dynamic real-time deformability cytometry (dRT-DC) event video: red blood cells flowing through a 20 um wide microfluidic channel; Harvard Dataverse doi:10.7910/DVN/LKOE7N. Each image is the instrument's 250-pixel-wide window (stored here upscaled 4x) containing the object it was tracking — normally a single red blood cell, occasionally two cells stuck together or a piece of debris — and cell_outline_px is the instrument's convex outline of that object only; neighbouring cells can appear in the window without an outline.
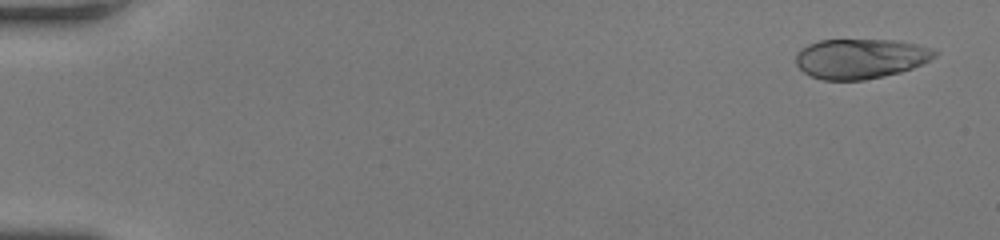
{"species": "human", "species_latin": "Homo sapiens", "temperature_condition": "room temperature", "stored_images_in_passage": 54, "camera_frame_rate_fps": 3000, "um_per_image_px": 0.085, "donor": {"sex": "female"}, "frame": {"image": 1, "passage_image": 3, "time_ms": 0.667, "image_size_px": [1000, 240], "cell_outline_px": [[940, 52], [936, 56], [912, 68], [900, 72], [884, 76], [864, 80], [824, 80], [812, 76], [804, 72], [796, 64], [796, 52], [800, 48], [808, 44], [820, 40], [900, 40], [932, 48]], "centroid_in_image_um": [73.14, 4.97], "position_along_channel_um": 11.9, "area_um2": 32.37}}
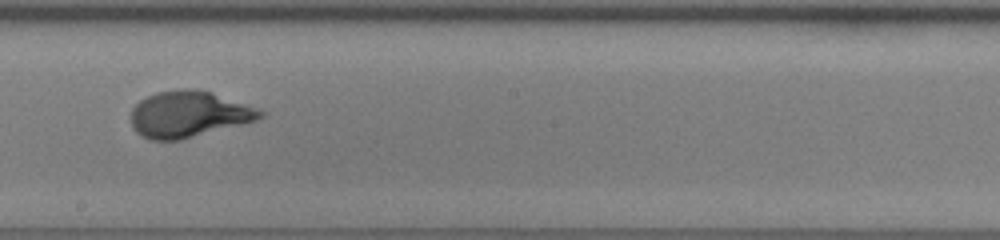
{"frame": {"image": 2, "passage_image": 32, "time_ms": 10.333, "image_size_px": [1000, 240], "cell_outline_px": [[264, 116], [256, 120], [244, 124], [180, 140], [148, 140], [140, 136], [132, 128], [132, 108], [140, 100], [156, 92], [184, 88], [192, 88], [212, 92], [256, 108], [264, 112]], "centroid_in_image_um": [16.01, 9.72], "position_along_channel_um": 232.2, "area_um2": 34.85}}
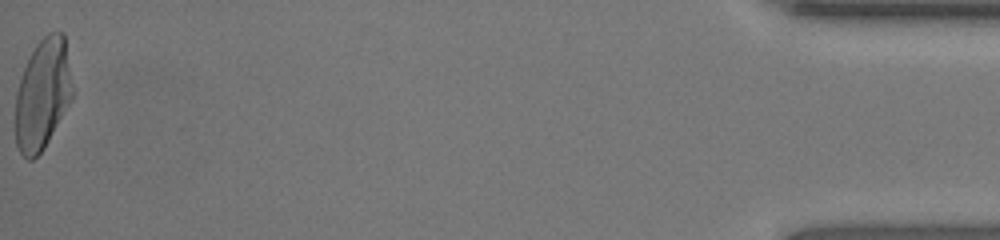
{"frame": {"image": 3, "passage_image": 54, "time_ms": 17.667, "image_size_px": [1000, 240], "cell_outline_px": [[76, 92], [72, 100], [44, 148], [32, 160], [28, 160], [20, 152], [16, 144], [16, 92], [24, 68], [36, 44], [48, 32], [64, 32]], "centroid_in_image_um": [3.68, 7.98], "position_along_channel_um": 431.5, "area_um2": 37.28}, "authors_computed_cell_mechanics": {"area_um2": 34.2176, "velocity_mm_per_s": 3.9629, "shape_relaxation_time_tau1_ms": 3.4437, "shape_relaxation_time_tau2_ms": null, "deformation_change_tau1": 0.2129, "deformation_change_tau2": null}}